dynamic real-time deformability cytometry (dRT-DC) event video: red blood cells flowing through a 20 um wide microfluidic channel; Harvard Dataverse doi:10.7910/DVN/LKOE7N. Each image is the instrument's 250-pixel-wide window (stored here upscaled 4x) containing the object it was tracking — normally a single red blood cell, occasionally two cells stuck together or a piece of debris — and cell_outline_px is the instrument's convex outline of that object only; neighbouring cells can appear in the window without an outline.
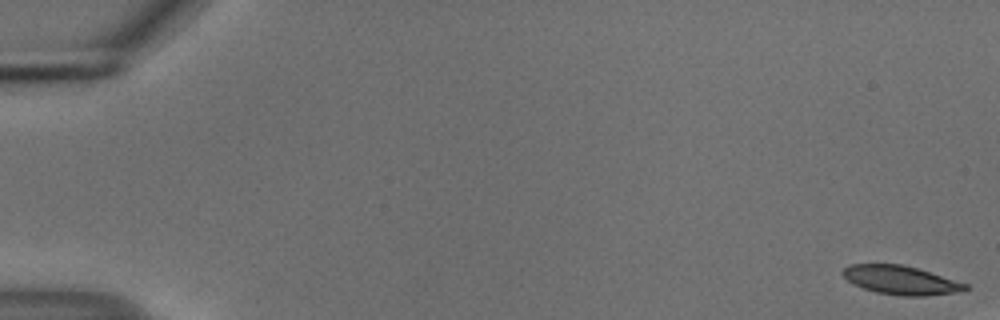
{"species": "common noctule bat (a hibernating species)", "species_latin": "Nyctalus noctula", "temperature_condition": "cold", "stored_images_in_passage": 49, "camera_frame_rate_fps": 3000, "um_per_image_px": 0.085, "animal": {"sex": "male", "body_mass_g": 18.8}, "frame": {"image": 1, "passage_image": 1, "time_ms": 0.0, "image_size_px": [1000, 320], "cell_outline_px": [[968, 288], [960, 292], [924, 296], [904, 296], [876, 292], [852, 284], [840, 272], [848, 264], [900, 264], [916, 268], [968, 284]], "centroid_in_image_um": [76.54, 23.81], "position_along_channel_um": 8.5, "area_um2": 20.4}}
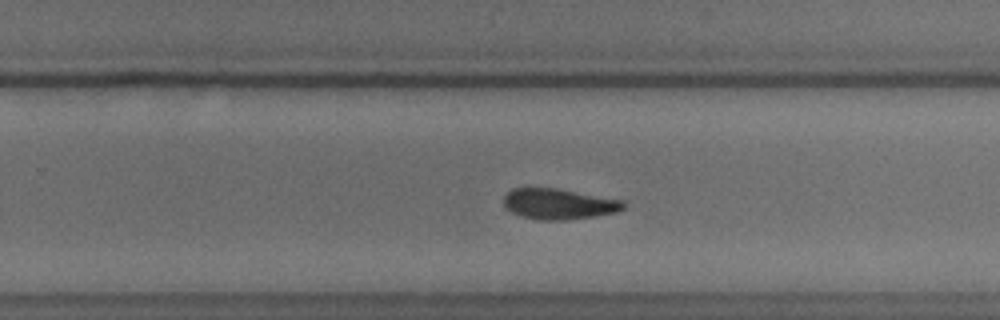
{"frame": {"image": 2, "passage_image": 36, "time_ms": 11.667, "image_size_px": [1000, 320], "cell_outline_px": [[624, 208], [616, 212], [592, 216], [564, 220], [536, 220], [520, 216], [504, 208], [504, 196], [512, 188], [556, 188], [624, 200]], "centroid_in_image_um": [47.46, 17.33], "position_along_channel_um": 282.3, "area_um2": 21.39}}
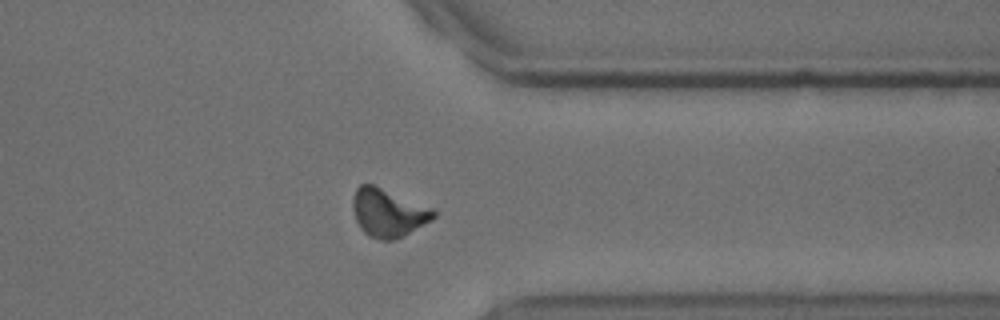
{"frame": {"image": 3, "passage_image": 44, "time_ms": 14.333, "image_size_px": [1000, 320], "cell_outline_px": [[436, 216], [432, 220], [404, 236], [392, 240], [380, 240], [368, 236], [360, 228], [356, 220], [352, 208], [352, 200], [356, 188], [360, 184], [372, 184], [432, 208], [436, 212]], "centroid_in_image_um": [32.97, 18.1], "position_along_channel_um": 378.4, "area_um2": 22.6}}